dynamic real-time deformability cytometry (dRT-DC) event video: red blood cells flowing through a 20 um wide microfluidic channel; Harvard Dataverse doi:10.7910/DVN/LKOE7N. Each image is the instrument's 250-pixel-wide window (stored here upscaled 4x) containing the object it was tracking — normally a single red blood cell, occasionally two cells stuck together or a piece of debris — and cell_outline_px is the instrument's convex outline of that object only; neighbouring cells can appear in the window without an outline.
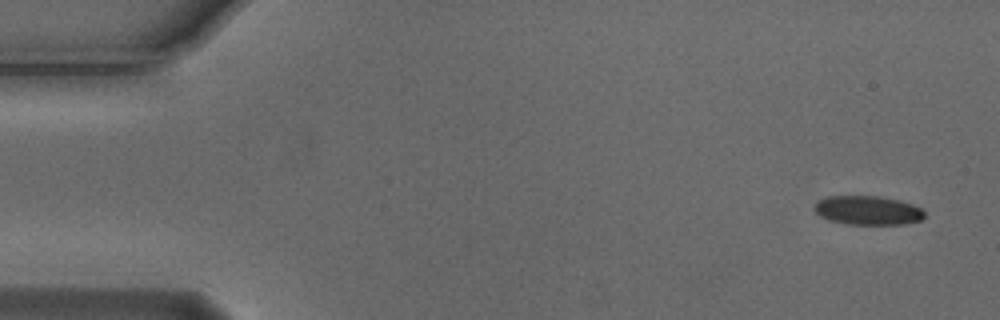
{"species": "Egyptian fruit bat (a non-hibernating species)", "species_latin": "Rousettus aegyptiacus", "temperature_condition": "cold", "stored_images_in_passage": 8, "camera_frame_rate_fps": 3000, "um_per_image_px": 0.085, "animal": {"sex": "male"}, "frame": {"image": 1, "passage_image": 1, "time_ms": 0.0, "image_size_px": [1000, 320], "cell_outline_px": [[924, 216], [920, 220], [904, 224], [848, 224], [828, 220], [820, 216], [812, 208], [820, 200], [828, 196], [880, 196], [900, 200], [912, 204], [920, 208], [924, 212]], "centroid_in_image_um": [73.75, 17.88], "position_along_channel_um": 11.2, "area_um2": 18.55}}
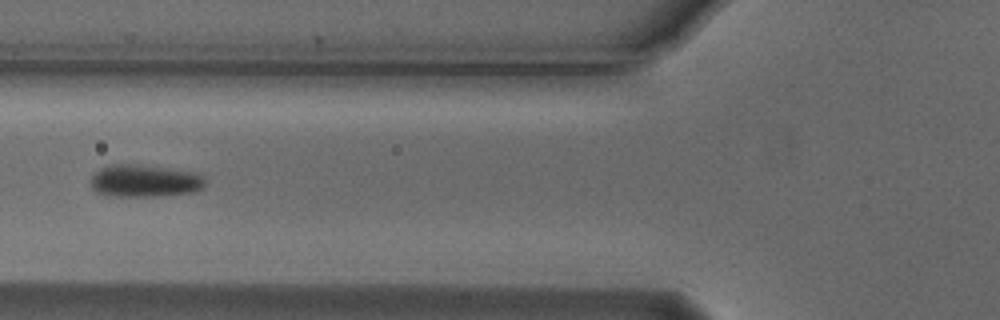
{"frame": {"image": 2, "passage_image": 6, "time_ms": 1.667, "image_size_px": [1000, 320], "cell_outline_px": [[204, 188], [192, 192], [156, 196], [108, 196], [96, 192], [88, 184], [92, 172], [108, 164], [140, 164], [196, 172], [204, 176]], "centroid_in_image_um": [12.22, 15.36], "position_along_channel_um": 113.6, "area_um2": 22.08}}
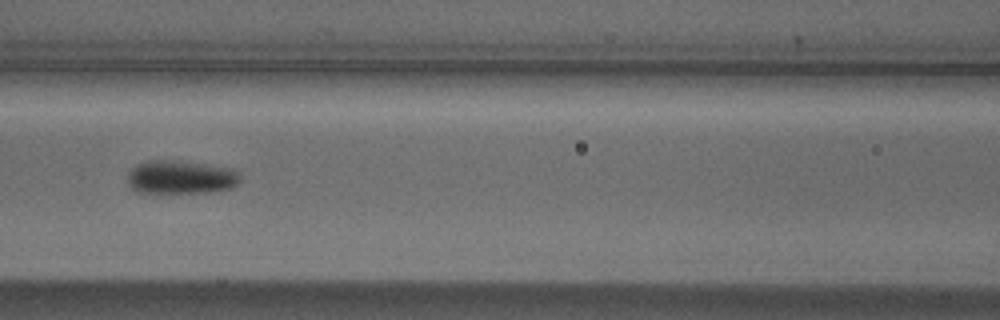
{"frame": {"image": 3, "passage_image": 7, "time_ms": 2.0, "image_size_px": [1000, 320], "cell_outline_px": [[240, 180], [232, 188], [208, 192], [136, 192], [128, 184], [128, 172], [136, 164], [148, 160], [172, 160], [208, 164], [232, 168], [240, 176]], "centroid_in_image_um": [15.35, 15.05], "position_along_channel_um": 151.3, "area_um2": 21.96}}